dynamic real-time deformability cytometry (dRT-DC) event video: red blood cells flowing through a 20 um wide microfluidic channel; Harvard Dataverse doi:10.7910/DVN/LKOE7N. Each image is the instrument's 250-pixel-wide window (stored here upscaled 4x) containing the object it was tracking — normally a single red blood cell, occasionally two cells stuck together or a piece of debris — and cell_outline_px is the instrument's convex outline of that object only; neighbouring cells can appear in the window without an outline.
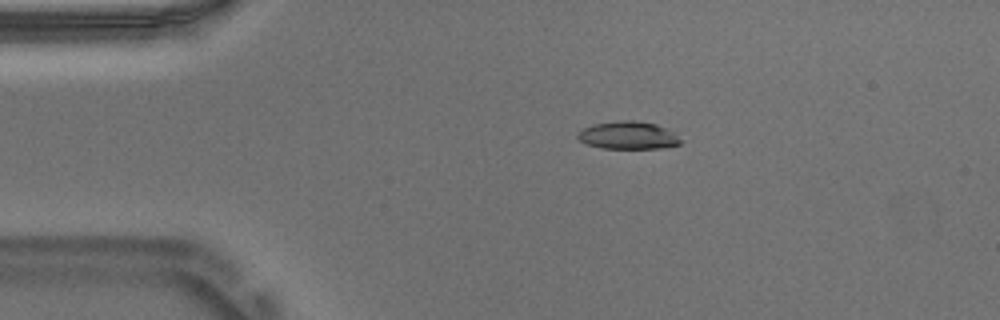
{"species": "Egyptian fruit bat (a non-hibernating species)", "species_latin": "Rousettus aegyptiacus", "temperature_condition": "warm", "stored_images_in_passage": 44, "camera_frame_rate_fps": 3000, "um_per_image_px": 0.085, "animal": {"sex": "male"}, "frame": {"image": 1, "passage_image": 1, "time_ms": 0.0, "image_size_px": [1000, 320], "cell_outline_px": [[680, 144], [660, 148], [600, 148], [588, 144], [580, 140], [576, 136], [584, 128], [592, 124], [620, 120], [636, 120], [656, 124], [672, 132], [680, 140]], "centroid_in_image_um": [53.36, 11.49], "position_along_channel_um": 31.6, "area_um2": 16.36}}
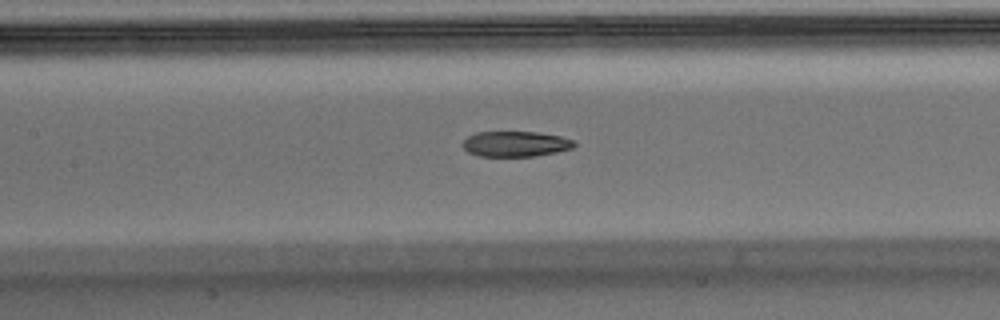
{"frame": {"image": 2, "passage_image": 15, "time_ms": 4.667, "image_size_px": [1000, 320], "cell_outline_px": [[576, 144], [572, 148], [556, 152], [536, 156], [476, 156], [468, 152], [460, 144], [468, 136], [476, 132], [540, 132], [560, 136], [572, 140]], "centroid_in_image_um": [43.78, 12.23], "position_along_channel_um": 163.6, "area_um2": 16.59}}
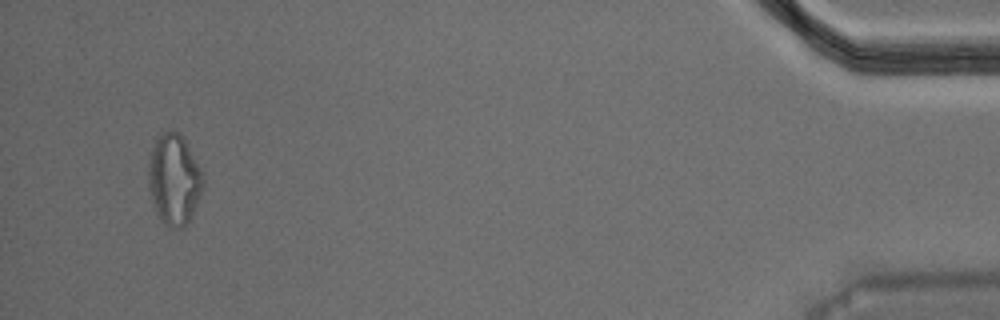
{"frame": {"image": 3, "passage_image": 42, "time_ms": 13.667, "image_size_px": [1000, 320], "cell_outline_px": [[204, 188], [188, 220], [180, 228], [176, 228], [164, 224], [160, 220], [152, 204], [148, 188], [148, 164], [152, 148], [160, 132], [172, 128], [180, 132], [204, 176]], "centroid_in_image_um": [14.77, 15.21], "position_along_channel_um": 420.4, "area_um2": 28.96}, "authors_computed_cell_mechanics": {"area_um2": 17.8891, "velocity_mm_per_s": 3.7319, "shape_relaxation_time_tau1_ms": null, "shape_relaxation_time_tau2_ms": 3.8098, "deformation_change_tau1": null, "deformation_change_tau2": 0.1117}}